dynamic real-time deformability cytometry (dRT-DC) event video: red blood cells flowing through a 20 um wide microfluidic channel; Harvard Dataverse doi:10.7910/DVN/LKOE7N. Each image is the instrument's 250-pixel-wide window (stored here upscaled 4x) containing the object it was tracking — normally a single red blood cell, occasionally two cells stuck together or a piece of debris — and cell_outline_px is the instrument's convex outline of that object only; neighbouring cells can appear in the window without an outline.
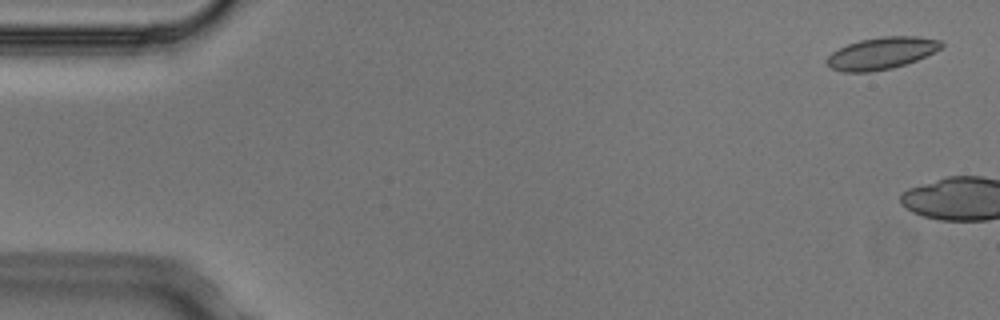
{"species": "Egyptian fruit bat (a non-hibernating species)", "species_latin": "Rousettus aegyptiacus", "temperature_condition": "cold", "stored_images_in_passage": 2, "camera_frame_rate_fps": 3000, "um_per_image_px": 0.085, "animal": {"sex": "male"}, "frame": {"image": 1, "passage_image": 1, "time_ms": 0.0, "image_size_px": [1000, 320], "cell_outline_px": [[944, 44], [940, 48], [916, 60], [892, 68], [868, 72], [844, 72], [832, 68], [824, 60], [832, 52], [848, 44], [860, 40], [880, 36], [916, 36], [940, 40]], "centroid_in_image_um": [74.9, 4.52], "position_along_channel_um": 10.1, "area_um2": 21.1}}